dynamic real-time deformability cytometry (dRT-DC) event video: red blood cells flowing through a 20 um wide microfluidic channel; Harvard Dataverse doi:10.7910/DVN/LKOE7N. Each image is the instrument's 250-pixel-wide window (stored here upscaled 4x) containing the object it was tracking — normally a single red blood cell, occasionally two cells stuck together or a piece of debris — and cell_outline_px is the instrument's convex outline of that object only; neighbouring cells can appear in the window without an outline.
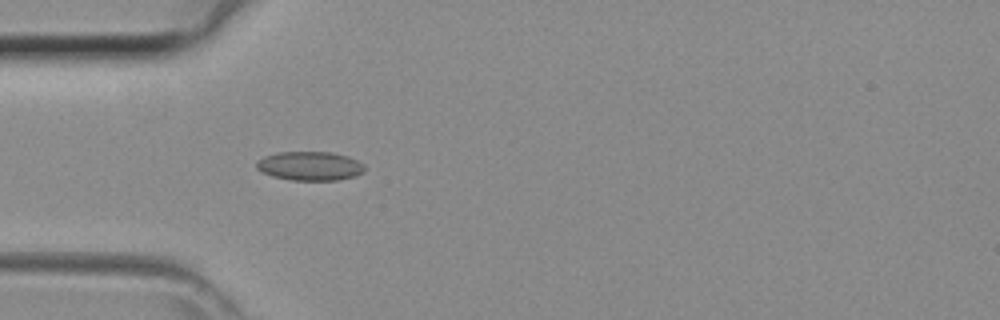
{"species": "common noctule bat (a hibernating species)", "species_latin": "Nyctalus noctula", "temperature_condition": "room temperature", "stored_images_in_passage": 34, "camera_frame_rate_fps": 3000, "um_per_image_px": 0.085, "animal": {"sex": "female", "body_mass_g": 29.2, "forearm_length_mm": 56.3}, "frame": {"image": 1, "passage_image": 4, "time_ms": 1.0, "image_size_px": [1000, 320], "cell_outline_px": [[364, 172], [352, 176], [336, 180], [292, 180], [272, 176], [256, 168], [256, 160], [264, 156], [280, 152], [332, 152], [348, 156], [364, 164]], "centroid_in_image_um": [26.32, 14.1], "position_along_channel_um": 58.7, "area_um2": 18.15}}
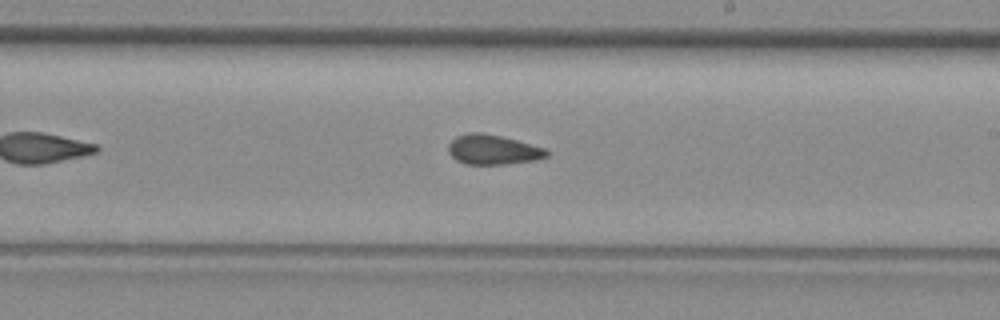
{"frame": {"image": 2, "passage_image": 16, "time_ms": 5.0, "image_size_px": [1000, 320], "cell_outline_px": [[548, 156], [536, 160], [504, 164], [464, 164], [456, 160], [448, 152], [448, 144], [456, 136], [468, 132], [480, 132], [500, 136], [516, 140], [544, 148], [548, 152]], "centroid_in_image_um": [41.86, 12.72], "position_along_channel_um": 247.1, "area_um2": 16.99}}
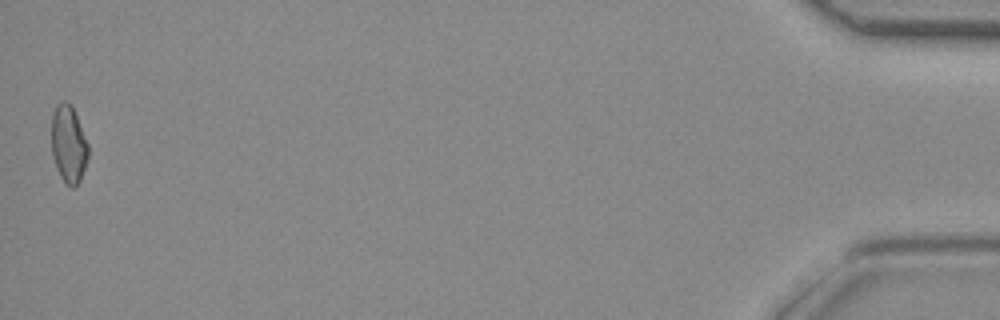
{"frame": {"image": 3, "passage_image": 34, "time_ms": 11.0, "image_size_px": [1000, 320], "cell_outline_px": [[88, 156], [80, 180], [72, 188], [64, 184], [56, 168], [52, 152], [52, 116], [56, 104], [64, 100], [72, 104], [88, 144]], "centroid_in_image_um": [5.82, 12.24], "position_along_channel_um": 429.4, "area_um2": 16.59}}